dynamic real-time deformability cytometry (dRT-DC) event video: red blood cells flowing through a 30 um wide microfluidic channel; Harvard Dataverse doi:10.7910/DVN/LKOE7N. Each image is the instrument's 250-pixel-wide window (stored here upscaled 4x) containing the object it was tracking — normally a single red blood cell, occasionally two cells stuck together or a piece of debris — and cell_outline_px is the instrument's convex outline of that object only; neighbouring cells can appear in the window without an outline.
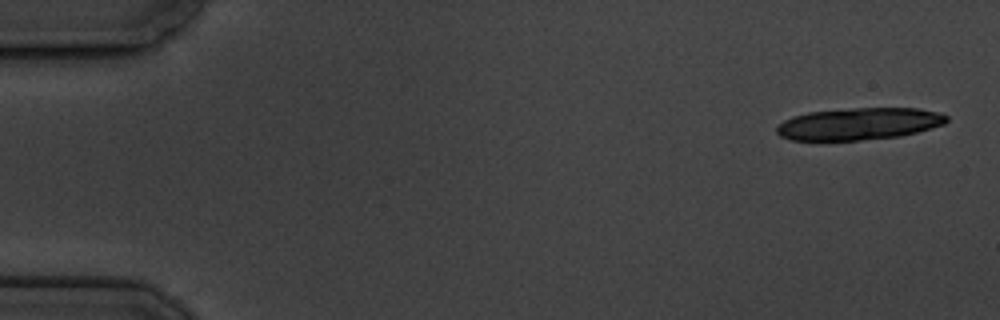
{"species": "common noctule bat (a hibernating species)", "species_latin": "Nyctalus noctula", "temperature_condition": "cold", "stored_images_in_passage": 7, "camera_frame_rate_fps": 3000, "um_per_image_px": 0.085, "animal": {"sex": "male", "body_mass_g": 19.5, "forearm_length_mm": 54.6}, "frame": {"image": 1, "passage_image": 1, "time_ms": 0.0, "image_size_px": [1000, 320], "cell_outline_px": [[948, 120], [944, 124], [916, 132], [900, 136], [860, 140], [788, 140], [780, 136], [776, 132], [776, 128], [784, 120], [792, 116], [808, 112], [856, 108], [916, 108], [940, 112], [948, 116]], "centroid_in_image_um": [73.0, 10.52], "position_along_channel_um": 12.0, "area_um2": 31.67}}